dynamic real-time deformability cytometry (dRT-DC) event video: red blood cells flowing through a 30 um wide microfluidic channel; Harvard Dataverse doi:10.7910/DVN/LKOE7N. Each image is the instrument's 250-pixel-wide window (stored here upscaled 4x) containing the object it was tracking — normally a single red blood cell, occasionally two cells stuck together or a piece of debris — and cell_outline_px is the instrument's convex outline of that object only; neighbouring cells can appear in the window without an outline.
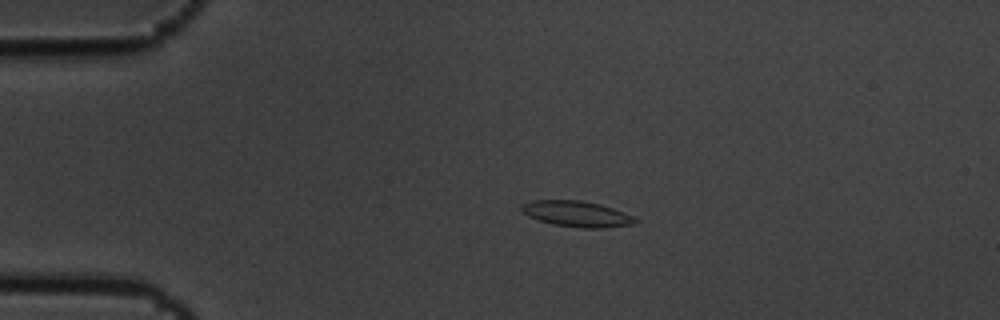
{"species": "common noctule bat (a hibernating species)", "species_latin": "Nyctalus noctula", "temperature_condition": "cold", "stored_images_in_passage": 4, "camera_frame_rate_fps": 3000, "um_per_image_px": 0.085, "animal": {"sex": "male", "body_mass_g": 19.5, "forearm_length_mm": 54.6}, "frame": {"image": 1, "passage_image": 3, "time_ms": 0.667, "image_size_px": [1000, 320], "cell_outline_px": [[640, 220], [636, 224], [604, 228], [580, 228], [552, 224], [528, 216], [520, 212], [520, 204], [532, 200], [580, 200], [600, 204], [624, 212]], "centroid_in_image_um": [49.01, 18.18], "position_along_channel_um": 36.0, "area_um2": 17.34}}